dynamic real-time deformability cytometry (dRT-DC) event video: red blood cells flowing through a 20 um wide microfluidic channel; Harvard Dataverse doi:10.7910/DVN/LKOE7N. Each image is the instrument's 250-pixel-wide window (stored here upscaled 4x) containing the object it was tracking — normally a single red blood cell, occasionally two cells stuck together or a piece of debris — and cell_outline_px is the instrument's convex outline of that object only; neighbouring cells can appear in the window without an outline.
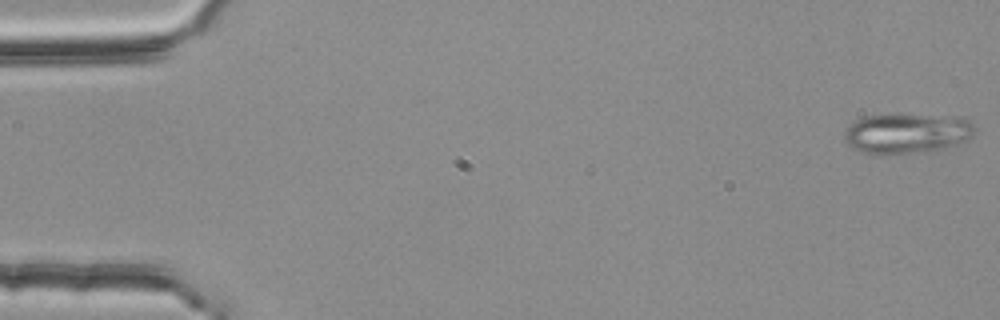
{"species": "common noctule bat (a hibernating species)", "species_latin": "Nyctalus noctula", "temperature_condition": "room temperature", "stored_images_in_passage": 16, "camera_frame_rate_fps": 3000, "um_per_image_px": 0.085, "animal": {"sex": "female", "body_mass_g": 25.1}, "frame": {"image": 1, "passage_image": 1, "time_ms": 0.0, "image_size_px": [1000, 320], "cell_outline_px": [[976, 128], [972, 136], [956, 144], [940, 148], [888, 156], [876, 156], [852, 148], [844, 140], [844, 132], [848, 124], [856, 120], [868, 116], [964, 116]], "centroid_in_image_um": [77.03, 11.36], "position_along_channel_um": 8.0, "area_um2": 30.17}}